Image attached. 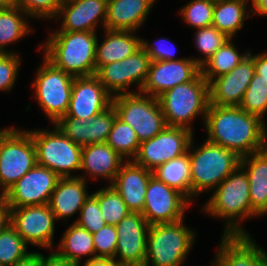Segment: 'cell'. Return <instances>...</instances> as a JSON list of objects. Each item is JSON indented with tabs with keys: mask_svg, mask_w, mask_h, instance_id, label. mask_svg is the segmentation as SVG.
I'll return each instance as SVG.
<instances>
[{
	"mask_svg": "<svg viewBox=\"0 0 267 266\" xmlns=\"http://www.w3.org/2000/svg\"><path fill=\"white\" fill-rule=\"evenodd\" d=\"M266 122L239 106L209 105L204 122L207 141L235 151L240 157L267 147Z\"/></svg>",
	"mask_w": 267,
	"mask_h": 266,
	"instance_id": "6da1fadb",
	"label": "cell"
},
{
	"mask_svg": "<svg viewBox=\"0 0 267 266\" xmlns=\"http://www.w3.org/2000/svg\"><path fill=\"white\" fill-rule=\"evenodd\" d=\"M211 194L202 209L224 219L223 235H248L241 223L259 215L251 208L246 172L239 166Z\"/></svg>",
	"mask_w": 267,
	"mask_h": 266,
	"instance_id": "7a4b0ae2",
	"label": "cell"
},
{
	"mask_svg": "<svg viewBox=\"0 0 267 266\" xmlns=\"http://www.w3.org/2000/svg\"><path fill=\"white\" fill-rule=\"evenodd\" d=\"M39 50L55 67L73 77L96 74L97 32L53 31Z\"/></svg>",
	"mask_w": 267,
	"mask_h": 266,
	"instance_id": "3957f363",
	"label": "cell"
},
{
	"mask_svg": "<svg viewBox=\"0 0 267 266\" xmlns=\"http://www.w3.org/2000/svg\"><path fill=\"white\" fill-rule=\"evenodd\" d=\"M194 148L192 138L188 147L191 171V203L193 197L207 191H214L226 177L240 166L241 162V157L235 151L215 145L207 140L201 146Z\"/></svg>",
	"mask_w": 267,
	"mask_h": 266,
	"instance_id": "277c9868",
	"label": "cell"
},
{
	"mask_svg": "<svg viewBox=\"0 0 267 266\" xmlns=\"http://www.w3.org/2000/svg\"><path fill=\"white\" fill-rule=\"evenodd\" d=\"M166 126L182 127L193 132V120L199 115L205 122L209 106V83L201 72L192 80L179 84L158 98Z\"/></svg>",
	"mask_w": 267,
	"mask_h": 266,
	"instance_id": "5b68a950",
	"label": "cell"
},
{
	"mask_svg": "<svg viewBox=\"0 0 267 266\" xmlns=\"http://www.w3.org/2000/svg\"><path fill=\"white\" fill-rule=\"evenodd\" d=\"M183 222L150 225L144 266H182L196 238Z\"/></svg>",
	"mask_w": 267,
	"mask_h": 266,
	"instance_id": "8992f818",
	"label": "cell"
},
{
	"mask_svg": "<svg viewBox=\"0 0 267 266\" xmlns=\"http://www.w3.org/2000/svg\"><path fill=\"white\" fill-rule=\"evenodd\" d=\"M53 130H27L36 149L37 165L55 172L60 178L77 177L81 169L82 146L72 142L55 125ZM72 174V175H71Z\"/></svg>",
	"mask_w": 267,
	"mask_h": 266,
	"instance_id": "52a82bcc",
	"label": "cell"
},
{
	"mask_svg": "<svg viewBox=\"0 0 267 266\" xmlns=\"http://www.w3.org/2000/svg\"><path fill=\"white\" fill-rule=\"evenodd\" d=\"M36 164V149L28 131L0 129V196Z\"/></svg>",
	"mask_w": 267,
	"mask_h": 266,
	"instance_id": "ba28073f",
	"label": "cell"
},
{
	"mask_svg": "<svg viewBox=\"0 0 267 266\" xmlns=\"http://www.w3.org/2000/svg\"><path fill=\"white\" fill-rule=\"evenodd\" d=\"M74 77L55 67L43 56L32 83L35 98L48 120L55 124L66 115L71 100Z\"/></svg>",
	"mask_w": 267,
	"mask_h": 266,
	"instance_id": "9c48e42d",
	"label": "cell"
},
{
	"mask_svg": "<svg viewBox=\"0 0 267 266\" xmlns=\"http://www.w3.org/2000/svg\"><path fill=\"white\" fill-rule=\"evenodd\" d=\"M117 117L129 124L140 141L157 135L165 127V119L157 98L142 93L121 94L113 97Z\"/></svg>",
	"mask_w": 267,
	"mask_h": 266,
	"instance_id": "30bf717a",
	"label": "cell"
},
{
	"mask_svg": "<svg viewBox=\"0 0 267 266\" xmlns=\"http://www.w3.org/2000/svg\"><path fill=\"white\" fill-rule=\"evenodd\" d=\"M193 132L182 127L166 126L161 132L139 145L132 160L150 171L188 151Z\"/></svg>",
	"mask_w": 267,
	"mask_h": 266,
	"instance_id": "8fae6325",
	"label": "cell"
},
{
	"mask_svg": "<svg viewBox=\"0 0 267 266\" xmlns=\"http://www.w3.org/2000/svg\"><path fill=\"white\" fill-rule=\"evenodd\" d=\"M59 179L52 170L36 164L1 197L10 209L48 204Z\"/></svg>",
	"mask_w": 267,
	"mask_h": 266,
	"instance_id": "7c38bea8",
	"label": "cell"
},
{
	"mask_svg": "<svg viewBox=\"0 0 267 266\" xmlns=\"http://www.w3.org/2000/svg\"><path fill=\"white\" fill-rule=\"evenodd\" d=\"M192 203L179 191L151 176L145 195L142 215L149 225L182 220Z\"/></svg>",
	"mask_w": 267,
	"mask_h": 266,
	"instance_id": "4fadbf2b",
	"label": "cell"
},
{
	"mask_svg": "<svg viewBox=\"0 0 267 266\" xmlns=\"http://www.w3.org/2000/svg\"><path fill=\"white\" fill-rule=\"evenodd\" d=\"M55 216L48 204L10 209V224L26 244L52 249Z\"/></svg>",
	"mask_w": 267,
	"mask_h": 266,
	"instance_id": "5bb4252c",
	"label": "cell"
},
{
	"mask_svg": "<svg viewBox=\"0 0 267 266\" xmlns=\"http://www.w3.org/2000/svg\"><path fill=\"white\" fill-rule=\"evenodd\" d=\"M149 227L139 212H130L115 225L118 241L114 259L120 266H144Z\"/></svg>",
	"mask_w": 267,
	"mask_h": 266,
	"instance_id": "9a60e30c",
	"label": "cell"
},
{
	"mask_svg": "<svg viewBox=\"0 0 267 266\" xmlns=\"http://www.w3.org/2000/svg\"><path fill=\"white\" fill-rule=\"evenodd\" d=\"M201 72L191 58L170 61H151L142 94L158 98L176 85L192 81Z\"/></svg>",
	"mask_w": 267,
	"mask_h": 266,
	"instance_id": "2e32d148",
	"label": "cell"
},
{
	"mask_svg": "<svg viewBox=\"0 0 267 266\" xmlns=\"http://www.w3.org/2000/svg\"><path fill=\"white\" fill-rule=\"evenodd\" d=\"M113 96L104 88L98 77H74L71 100L65 116L85 121L112 105Z\"/></svg>",
	"mask_w": 267,
	"mask_h": 266,
	"instance_id": "e0dca14e",
	"label": "cell"
},
{
	"mask_svg": "<svg viewBox=\"0 0 267 266\" xmlns=\"http://www.w3.org/2000/svg\"><path fill=\"white\" fill-rule=\"evenodd\" d=\"M108 0H63L54 19L63 17L60 30L66 32H96L101 23L103 30L107 17Z\"/></svg>",
	"mask_w": 267,
	"mask_h": 266,
	"instance_id": "ac0fdd59",
	"label": "cell"
},
{
	"mask_svg": "<svg viewBox=\"0 0 267 266\" xmlns=\"http://www.w3.org/2000/svg\"><path fill=\"white\" fill-rule=\"evenodd\" d=\"M255 73L248 56L232 71L209 82V105L239 106Z\"/></svg>",
	"mask_w": 267,
	"mask_h": 266,
	"instance_id": "d6986e66",
	"label": "cell"
},
{
	"mask_svg": "<svg viewBox=\"0 0 267 266\" xmlns=\"http://www.w3.org/2000/svg\"><path fill=\"white\" fill-rule=\"evenodd\" d=\"M117 113L113 105L88 120L63 116L55 125L72 142L84 146L106 143Z\"/></svg>",
	"mask_w": 267,
	"mask_h": 266,
	"instance_id": "ffe728a7",
	"label": "cell"
},
{
	"mask_svg": "<svg viewBox=\"0 0 267 266\" xmlns=\"http://www.w3.org/2000/svg\"><path fill=\"white\" fill-rule=\"evenodd\" d=\"M248 235H223L211 266H261L267 251Z\"/></svg>",
	"mask_w": 267,
	"mask_h": 266,
	"instance_id": "44dd1931",
	"label": "cell"
},
{
	"mask_svg": "<svg viewBox=\"0 0 267 266\" xmlns=\"http://www.w3.org/2000/svg\"><path fill=\"white\" fill-rule=\"evenodd\" d=\"M152 175V171L132 160L121 165L111 186L121 195L131 212L142 213L148 181Z\"/></svg>",
	"mask_w": 267,
	"mask_h": 266,
	"instance_id": "7402d4cb",
	"label": "cell"
},
{
	"mask_svg": "<svg viewBox=\"0 0 267 266\" xmlns=\"http://www.w3.org/2000/svg\"><path fill=\"white\" fill-rule=\"evenodd\" d=\"M126 161L107 143H96L82 146L81 169L85 175H77L85 180L98 181L104 178L109 185L114 181L121 165Z\"/></svg>",
	"mask_w": 267,
	"mask_h": 266,
	"instance_id": "603a6c76",
	"label": "cell"
},
{
	"mask_svg": "<svg viewBox=\"0 0 267 266\" xmlns=\"http://www.w3.org/2000/svg\"><path fill=\"white\" fill-rule=\"evenodd\" d=\"M157 0H108L105 29L138 31Z\"/></svg>",
	"mask_w": 267,
	"mask_h": 266,
	"instance_id": "cb8c5ba5",
	"label": "cell"
},
{
	"mask_svg": "<svg viewBox=\"0 0 267 266\" xmlns=\"http://www.w3.org/2000/svg\"><path fill=\"white\" fill-rule=\"evenodd\" d=\"M87 180L81 177L60 178L48 203L56 221L66 220L80 212L85 200L90 196Z\"/></svg>",
	"mask_w": 267,
	"mask_h": 266,
	"instance_id": "d4e9b609",
	"label": "cell"
},
{
	"mask_svg": "<svg viewBox=\"0 0 267 266\" xmlns=\"http://www.w3.org/2000/svg\"><path fill=\"white\" fill-rule=\"evenodd\" d=\"M240 167L249 181L251 208L259 215H267V147L241 157Z\"/></svg>",
	"mask_w": 267,
	"mask_h": 266,
	"instance_id": "484cf974",
	"label": "cell"
},
{
	"mask_svg": "<svg viewBox=\"0 0 267 266\" xmlns=\"http://www.w3.org/2000/svg\"><path fill=\"white\" fill-rule=\"evenodd\" d=\"M104 31L106 36L103 42L99 44V40H97L96 70L102 65L129 57L141 47V38L136 35V32L108 29H104Z\"/></svg>",
	"mask_w": 267,
	"mask_h": 266,
	"instance_id": "4316f807",
	"label": "cell"
},
{
	"mask_svg": "<svg viewBox=\"0 0 267 266\" xmlns=\"http://www.w3.org/2000/svg\"><path fill=\"white\" fill-rule=\"evenodd\" d=\"M57 249L53 251L57 256L78 266H81L83 256H89V259L95 257L93 235L74 222L63 233Z\"/></svg>",
	"mask_w": 267,
	"mask_h": 266,
	"instance_id": "83f0119b",
	"label": "cell"
},
{
	"mask_svg": "<svg viewBox=\"0 0 267 266\" xmlns=\"http://www.w3.org/2000/svg\"><path fill=\"white\" fill-rule=\"evenodd\" d=\"M248 2L249 0H214L212 26L233 39L243 28L245 18L250 17L246 13L249 10Z\"/></svg>",
	"mask_w": 267,
	"mask_h": 266,
	"instance_id": "f1b7e54d",
	"label": "cell"
},
{
	"mask_svg": "<svg viewBox=\"0 0 267 266\" xmlns=\"http://www.w3.org/2000/svg\"><path fill=\"white\" fill-rule=\"evenodd\" d=\"M153 176L167 186L182 193L191 202L190 158L187 151L152 171Z\"/></svg>",
	"mask_w": 267,
	"mask_h": 266,
	"instance_id": "f546056e",
	"label": "cell"
},
{
	"mask_svg": "<svg viewBox=\"0 0 267 266\" xmlns=\"http://www.w3.org/2000/svg\"><path fill=\"white\" fill-rule=\"evenodd\" d=\"M24 17L30 18L18 6L0 8V53H16L12 50L8 51L5 46L8 47L10 44L22 40L23 37L33 31Z\"/></svg>",
	"mask_w": 267,
	"mask_h": 266,
	"instance_id": "4dcf8cb0",
	"label": "cell"
},
{
	"mask_svg": "<svg viewBox=\"0 0 267 266\" xmlns=\"http://www.w3.org/2000/svg\"><path fill=\"white\" fill-rule=\"evenodd\" d=\"M229 38L200 68L201 74L209 83L211 80L232 71L249 56V50L239 53L235 44Z\"/></svg>",
	"mask_w": 267,
	"mask_h": 266,
	"instance_id": "1f68e13d",
	"label": "cell"
},
{
	"mask_svg": "<svg viewBox=\"0 0 267 266\" xmlns=\"http://www.w3.org/2000/svg\"><path fill=\"white\" fill-rule=\"evenodd\" d=\"M106 143L120 156L125 157L126 161L134 159L140 145L135 130L118 117L114 120Z\"/></svg>",
	"mask_w": 267,
	"mask_h": 266,
	"instance_id": "d6a6232c",
	"label": "cell"
},
{
	"mask_svg": "<svg viewBox=\"0 0 267 266\" xmlns=\"http://www.w3.org/2000/svg\"><path fill=\"white\" fill-rule=\"evenodd\" d=\"M98 204L106 224L117 225L131 211L121 195L111 186L98 190Z\"/></svg>",
	"mask_w": 267,
	"mask_h": 266,
	"instance_id": "836d02e7",
	"label": "cell"
},
{
	"mask_svg": "<svg viewBox=\"0 0 267 266\" xmlns=\"http://www.w3.org/2000/svg\"><path fill=\"white\" fill-rule=\"evenodd\" d=\"M27 244L10 224L0 234V265L11 266L25 259L31 252Z\"/></svg>",
	"mask_w": 267,
	"mask_h": 266,
	"instance_id": "e575fe53",
	"label": "cell"
},
{
	"mask_svg": "<svg viewBox=\"0 0 267 266\" xmlns=\"http://www.w3.org/2000/svg\"><path fill=\"white\" fill-rule=\"evenodd\" d=\"M239 107L248 114L258 116L265 121L264 115L267 113V82L261 78V75L254 73Z\"/></svg>",
	"mask_w": 267,
	"mask_h": 266,
	"instance_id": "d590c367",
	"label": "cell"
},
{
	"mask_svg": "<svg viewBox=\"0 0 267 266\" xmlns=\"http://www.w3.org/2000/svg\"><path fill=\"white\" fill-rule=\"evenodd\" d=\"M150 57L148 53L140 47L136 52L127 58H124V70L126 77V94L139 93L146 81ZM136 83V84H135ZM136 85L138 91L130 90L129 87ZM129 90V91H127Z\"/></svg>",
	"mask_w": 267,
	"mask_h": 266,
	"instance_id": "8d00e7d4",
	"label": "cell"
},
{
	"mask_svg": "<svg viewBox=\"0 0 267 266\" xmlns=\"http://www.w3.org/2000/svg\"><path fill=\"white\" fill-rule=\"evenodd\" d=\"M195 46L203 57H192L201 67L226 41L229 37L216 29L214 26L197 29L195 32Z\"/></svg>",
	"mask_w": 267,
	"mask_h": 266,
	"instance_id": "74e56055",
	"label": "cell"
},
{
	"mask_svg": "<svg viewBox=\"0 0 267 266\" xmlns=\"http://www.w3.org/2000/svg\"><path fill=\"white\" fill-rule=\"evenodd\" d=\"M214 0H190L180 10L187 25L195 29L212 26Z\"/></svg>",
	"mask_w": 267,
	"mask_h": 266,
	"instance_id": "f35d334b",
	"label": "cell"
},
{
	"mask_svg": "<svg viewBox=\"0 0 267 266\" xmlns=\"http://www.w3.org/2000/svg\"><path fill=\"white\" fill-rule=\"evenodd\" d=\"M95 75L113 97L126 94L124 59L100 66Z\"/></svg>",
	"mask_w": 267,
	"mask_h": 266,
	"instance_id": "ab89813d",
	"label": "cell"
},
{
	"mask_svg": "<svg viewBox=\"0 0 267 266\" xmlns=\"http://www.w3.org/2000/svg\"><path fill=\"white\" fill-rule=\"evenodd\" d=\"M79 213V217L74 221V223L83 229H86L91 234L99 231L106 225L98 204V191L90 194V196L85 200V203Z\"/></svg>",
	"mask_w": 267,
	"mask_h": 266,
	"instance_id": "60d3db41",
	"label": "cell"
},
{
	"mask_svg": "<svg viewBox=\"0 0 267 266\" xmlns=\"http://www.w3.org/2000/svg\"><path fill=\"white\" fill-rule=\"evenodd\" d=\"M63 0H16V6L31 18L49 19L57 15Z\"/></svg>",
	"mask_w": 267,
	"mask_h": 266,
	"instance_id": "b9f144b4",
	"label": "cell"
},
{
	"mask_svg": "<svg viewBox=\"0 0 267 266\" xmlns=\"http://www.w3.org/2000/svg\"><path fill=\"white\" fill-rule=\"evenodd\" d=\"M92 235L95 247V257L114 259L118 241L115 225L106 224Z\"/></svg>",
	"mask_w": 267,
	"mask_h": 266,
	"instance_id": "7bdbcfd3",
	"label": "cell"
},
{
	"mask_svg": "<svg viewBox=\"0 0 267 266\" xmlns=\"http://www.w3.org/2000/svg\"><path fill=\"white\" fill-rule=\"evenodd\" d=\"M21 56L17 53H0V91H11L18 76Z\"/></svg>",
	"mask_w": 267,
	"mask_h": 266,
	"instance_id": "ee69618b",
	"label": "cell"
},
{
	"mask_svg": "<svg viewBox=\"0 0 267 266\" xmlns=\"http://www.w3.org/2000/svg\"><path fill=\"white\" fill-rule=\"evenodd\" d=\"M170 44V40L167 38H161L156 40L153 44L141 38V47L148 53L150 61H170L181 60L183 58H174L176 47ZM172 46V47H171Z\"/></svg>",
	"mask_w": 267,
	"mask_h": 266,
	"instance_id": "f6af8a7d",
	"label": "cell"
},
{
	"mask_svg": "<svg viewBox=\"0 0 267 266\" xmlns=\"http://www.w3.org/2000/svg\"><path fill=\"white\" fill-rule=\"evenodd\" d=\"M249 56L254 61L255 73L261 75V78L267 82V52L255 55L250 52Z\"/></svg>",
	"mask_w": 267,
	"mask_h": 266,
	"instance_id": "bcb514c9",
	"label": "cell"
},
{
	"mask_svg": "<svg viewBox=\"0 0 267 266\" xmlns=\"http://www.w3.org/2000/svg\"><path fill=\"white\" fill-rule=\"evenodd\" d=\"M40 266H78V264L60 258L53 251L48 256L41 253Z\"/></svg>",
	"mask_w": 267,
	"mask_h": 266,
	"instance_id": "7dc6e473",
	"label": "cell"
},
{
	"mask_svg": "<svg viewBox=\"0 0 267 266\" xmlns=\"http://www.w3.org/2000/svg\"><path fill=\"white\" fill-rule=\"evenodd\" d=\"M10 225V208L0 196V234Z\"/></svg>",
	"mask_w": 267,
	"mask_h": 266,
	"instance_id": "c3c4849f",
	"label": "cell"
},
{
	"mask_svg": "<svg viewBox=\"0 0 267 266\" xmlns=\"http://www.w3.org/2000/svg\"><path fill=\"white\" fill-rule=\"evenodd\" d=\"M83 266H120L115 259L112 258H103V257H94L86 259Z\"/></svg>",
	"mask_w": 267,
	"mask_h": 266,
	"instance_id": "681fc988",
	"label": "cell"
},
{
	"mask_svg": "<svg viewBox=\"0 0 267 266\" xmlns=\"http://www.w3.org/2000/svg\"><path fill=\"white\" fill-rule=\"evenodd\" d=\"M41 253L31 252L25 259L15 262L11 266H40Z\"/></svg>",
	"mask_w": 267,
	"mask_h": 266,
	"instance_id": "f907efd6",
	"label": "cell"
},
{
	"mask_svg": "<svg viewBox=\"0 0 267 266\" xmlns=\"http://www.w3.org/2000/svg\"><path fill=\"white\" fill-rule=\"evenodd\" d=\"M252 9L249 10L253 15L258 14L267 16V0H251Z\"/></svg>",
	"mask_w": 267,
	"mask_h": 266,
	"instance_id": "816d5d0a",
	"label": "cell"
},
{
	"mask_svg": "<svg viewBox=\"0 0 267 266\" xmlns=\"http://www.w3.org/2000/svg\"><path fill=\"white\" fill-rule=\"evenodd\" d=\"M16 6V0H0V8H8Z\"/></svg>",
	"mask_w": 267,
	"mask_h": 266,
	"instance_id": "f5cc1de1",
	"label": "cell"
},
{
	"mask_svg": "<svg viewBox=\"0 0 267 266\" xmlns=\"http://www.w3.org/2000/svg\"><path fill=\"white\" fill-rule=\"evenodd\" d=\"M261 266H267V260Z\"/></svg>",
	"mask_w": 267,
	"mask_h": 266,
	"instance_id": "db71d44e",
	"label": "cell"
}]
</instances>
